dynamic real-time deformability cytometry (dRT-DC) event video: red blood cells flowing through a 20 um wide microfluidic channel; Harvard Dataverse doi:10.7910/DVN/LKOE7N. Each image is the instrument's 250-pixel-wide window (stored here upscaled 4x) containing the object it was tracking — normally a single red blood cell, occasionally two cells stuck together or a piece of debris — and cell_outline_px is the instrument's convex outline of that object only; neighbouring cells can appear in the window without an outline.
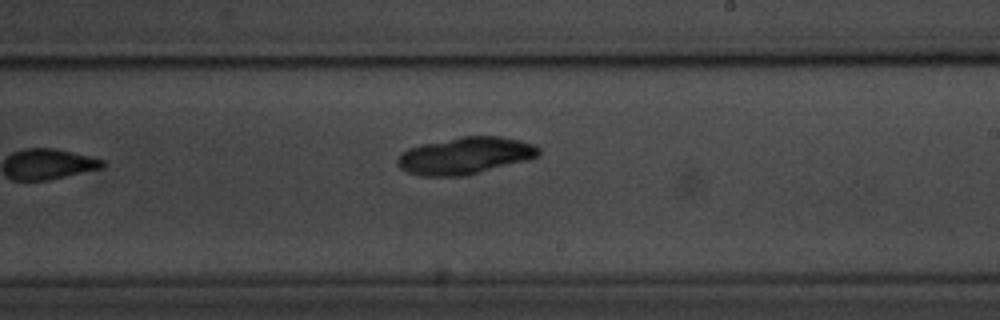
{"species": "common noctule bat (a hibernating species)", "species_latin": "Nyctalus noctula", "temperature_condition": "room temperature", "stored_images_in_passage": 12, "camera_frame_rate_fps": 3000, "um_per_image_px": 0.085, "animal": {"sex": "male", "body_mass_g": 20.1, "forearm_length_mm": 53.5}, "frame": {"image": 1, "passage_image": 12, "time_ms": 13.667, "image_size_px": [1000, 320], "cell_outline_px": [[540, 156], [528, 160], [468, 176], [420, 176], [408, 172], [400, 168], [396, 160], [408, 148], [420, 144], [460, 136], [500, 136], [520, 140], [532, 144], [540, 148]], "centroid_in_image_um": [39.57, 13.23], "position_along_channel_um": 249.4, "area_um2": 30.75}}